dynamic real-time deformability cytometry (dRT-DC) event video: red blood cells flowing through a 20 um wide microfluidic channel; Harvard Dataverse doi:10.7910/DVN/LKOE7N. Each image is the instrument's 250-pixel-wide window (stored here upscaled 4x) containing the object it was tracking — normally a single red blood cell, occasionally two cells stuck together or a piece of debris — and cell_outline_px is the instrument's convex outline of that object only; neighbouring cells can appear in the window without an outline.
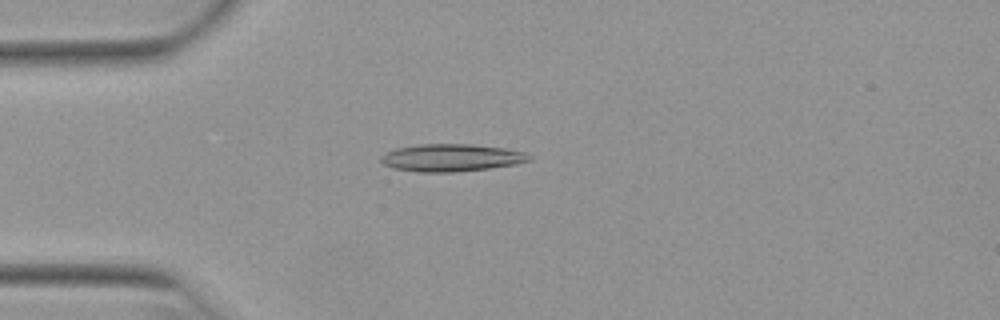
{"species": "Egyptian fruit bat (a non-hibernating species)", "species_latin": "Rousettus aegyptiacus", "temperature_condition": "warm", "stored_images_in_passage": 51, "camera_frame_rate_fps": 3000, "um_per_image_px": 0.085, "animal": {"sex": "female"}, "frame": {"image": 1, "passage_image": 13, "time_ms": 4.0, "image_size_px": [1000, 320], "cell_outline_px": [[532, 160], [516, 164], [488, 168], [452, 172], [416, 172], [396, 168], [384, 164], [380, 160], [380, 156], [396, 148], [420, 144], [472, 144], [504, 148], [524, 152], [532, 156]], "centroid_in_image_um": [38.39, 13.4], "position_along_channel_um": 46.6, "area_um2": 23.58}}
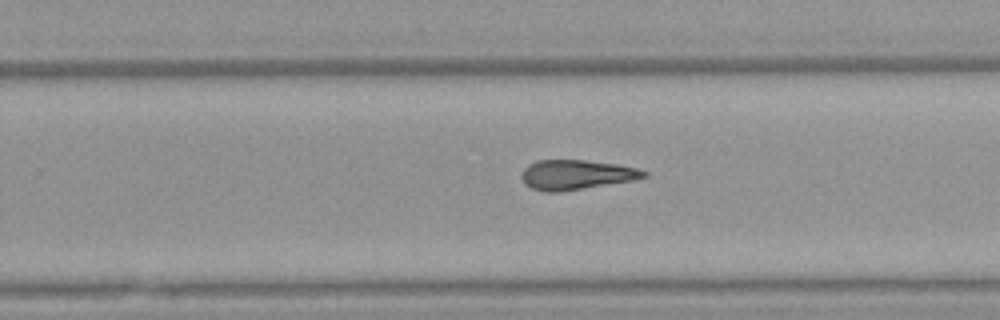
{"frame": {"image": 2, "passage_image": 32, "time_ms": 10.333, "image_size_px": [1000, 320], "cell_outline_px": [[648, 176], [632, 180], [560, 192], [544, 192], [532, 188], [524, 184], [520, 176], [524, 168], [528, 164], [536, 160], [584, 160], [616, 164], [636, 168], [648, 172]], "centroid_in_image_um": [48.93, 14.85], "position_along_channel_um": 280.9, "area_um2": 21.15}}
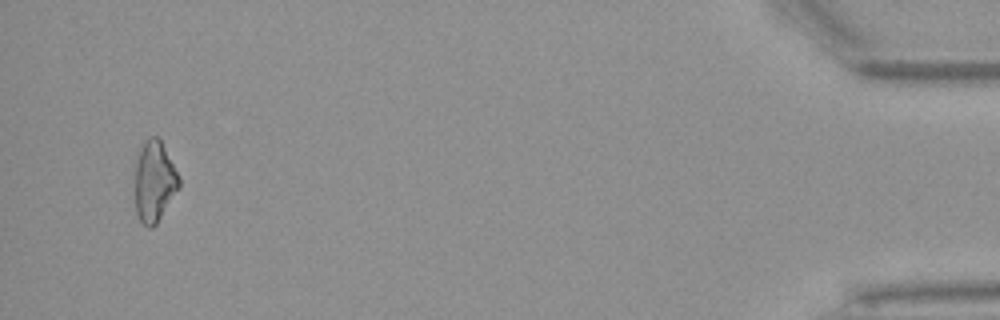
{"frame": {"image": 3, "passage_image": 49, "time_ms": 16.0, "image_size_px": [1000, 320], "cell_outline_px": [[180, 188], [156, 224], [152, 228], [148, 228], [140, 220], [136, 212], [132, 168], [136, 152], [144, 140], [148, 136], [156, 136], [160, 140], [180, 176]], "centroid_in_image_um": [13.06, 15.38], "position_along_channel_um": 422.1, "area_um2": 21.79}, "authors_computed_cell_mechanics": {"area_um2": 21.5016, "velocity_mm_per_s": 3.9583, "shape_relaxation_time_tau1_ms": null, "shape_relaxation_time_tau2_ms": 3.6135, "deformation_change_tau1": null, "deformation_change_tau2": 0.1474}}